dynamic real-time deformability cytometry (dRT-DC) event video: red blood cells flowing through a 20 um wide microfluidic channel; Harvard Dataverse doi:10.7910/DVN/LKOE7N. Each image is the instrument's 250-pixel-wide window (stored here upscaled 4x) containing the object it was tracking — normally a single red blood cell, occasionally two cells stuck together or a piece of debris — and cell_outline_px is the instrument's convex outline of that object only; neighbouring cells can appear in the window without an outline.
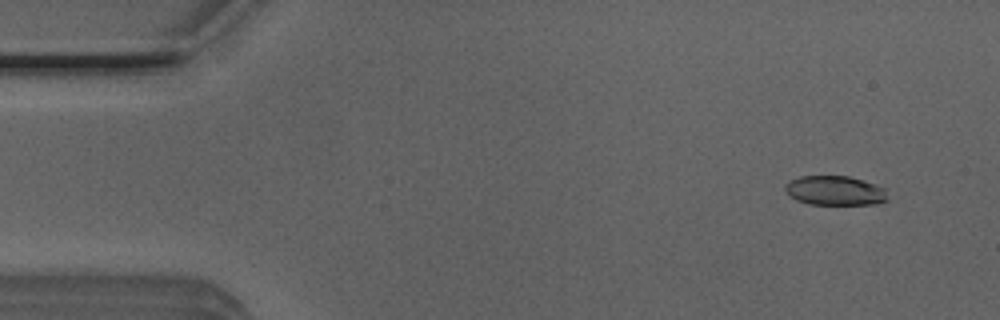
{"species": "Egyptian fruit bat (a non-hibernating species)", "species_latin": "Rousettus aegyptiacus", "temperature_condition": "room temperature", "stored_images_in_passage": 52, "camera_frame_rate_fps": 3000, "um_per_image_px": 0.085, "animal": {"sex": "male"}, "frame": {"image": 1, "passage_image": 4, "time_ms": 1.0, "image_size_px": [1000, 320], "cell_outline_px": [[888, 200], [876, 204], [808, 204], [796, 200], [784, 188], [784, 184], [800, 176], [848, 176], [876, 184], [884, 188]], "centroid_in_image_um": [70.98, 16.2], "position_along_channel_um": 14.0, "area_um2": 17.46}}
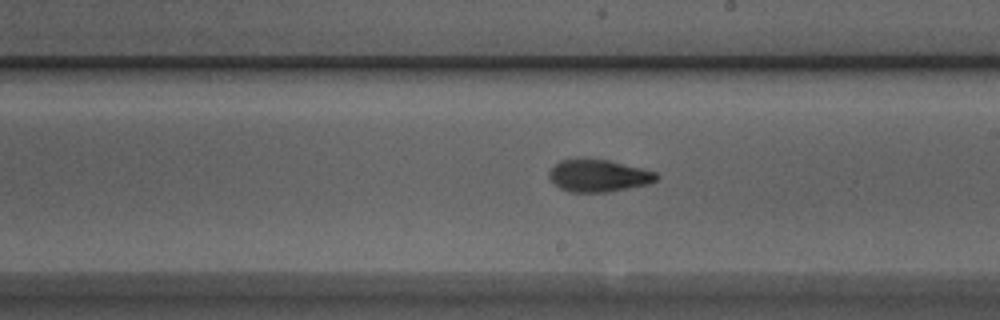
{"frame": {"image": 2, "passage_image": 29, "time_ms": 9.333, "image_size_px": [1000, 320], "cell_outline_px": [[660, 176], [656, 180], [648, 184], [608, 192], [568, 192], [560, 188], [548, 176], [548, 172], [560, 160], [608, 160], [656, 172]], "centroid_in_image_um": [50.89, 14.95], "position_along_channel_um": 238.1, "area_um2": 19.77}}
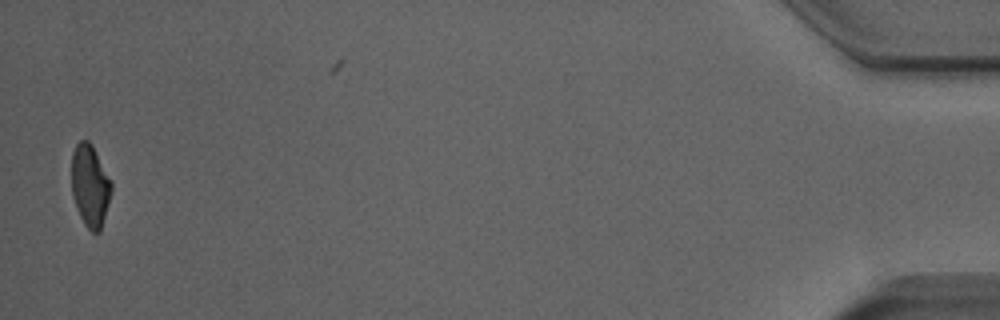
{"frame": {"image": 3, "passage_image": 51, "time_ms": 16.667, "image_size_px": [1000, 320], "cell_outline_px": [[112, 192], [100, 232], [92, 232], [84, 224], [76, 208], [72, 196], [72, 152], [76, 144], [80, 140], [88, 140], [92, 144], [112, 180]], "centroid_in_image_um": [7.67, 15.77], "position_along_channel_um": 427.5, "area_um2": 19.31}}